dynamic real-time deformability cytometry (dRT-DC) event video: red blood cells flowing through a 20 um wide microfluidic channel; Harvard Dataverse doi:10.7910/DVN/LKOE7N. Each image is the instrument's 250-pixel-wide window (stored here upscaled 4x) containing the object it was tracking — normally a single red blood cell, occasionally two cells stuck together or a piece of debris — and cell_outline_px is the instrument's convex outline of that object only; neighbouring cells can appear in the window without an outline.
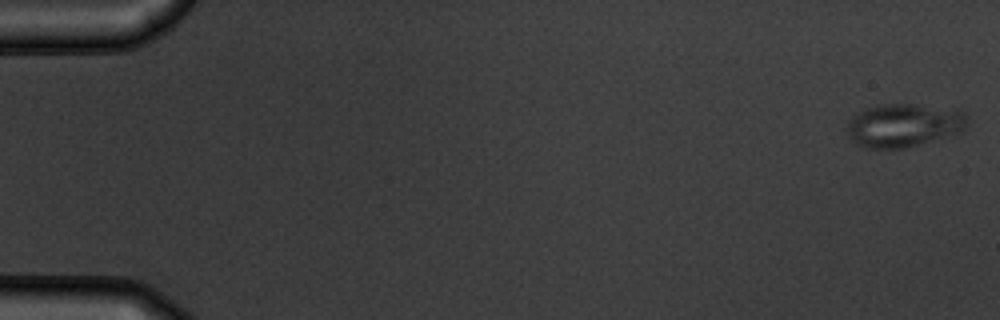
{"species": "common noctule bat (a hibernating species)", "species_latin": "Nyctalus noctula", "temperature_condition": "warm", "stored_images_in_passage": 54, "camera_frame_rate_fps": 3000, "um_per_image_px": 0.085, "animal": {"sex": "male", "body_mass_g": 19.5, "forearm_length_mm": 54.6}, "frame": {"image": 1, "passage_image": 1, "time_ms": 0.0, "image_size_px": [1000, 320], "cell_outline_px": [[968, 124], [964, 132], [904, 148], [864, 148], [856, 144], [848, 136], [848, 120], [852, 116], [864, 108], [876, 104], [916, 104], [960, 108], [968, 116]], "centroid_in_image_um": [76.88, 10.62], "position_along_channel_um": 8.1, "area_um2": 31.15}}
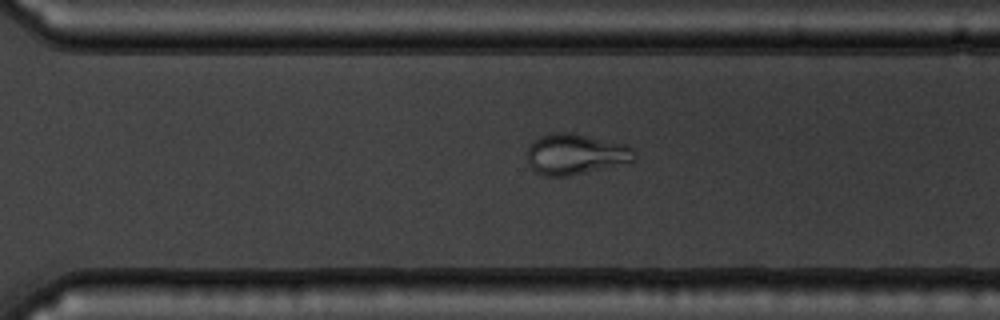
{"frame": {"image": 2, "passage_image": 38, "time_ms": 12.333, "image_size_px": [1000, 320], "cell_outline_px": [[636, 160], [628, 164], [568, 176], [544, 176], [536, 172], [528, 164], [528, 148], [540, 136], [556, 132], [572, 132], [624, 144], [632, 148], [636, 152]], "centroid_in_image_um": [48.98, 13.12], "position_along_channel_um": 321.6, "area_um2": 25.66}}
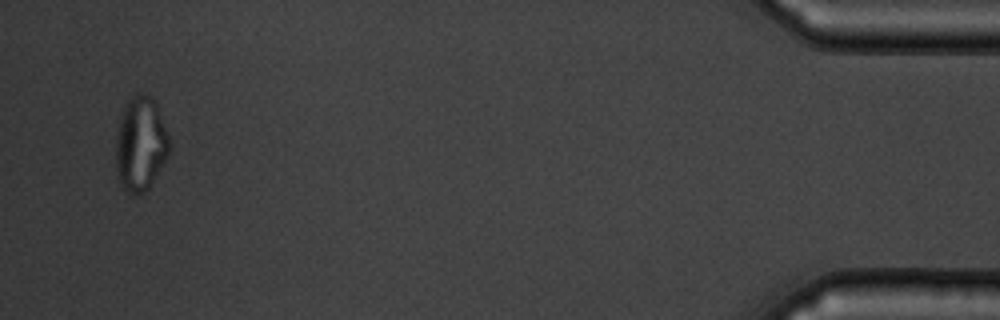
{"frame": {"image": 3, "passage_image": 52, "time_ms": 17.0, "image_size_px": [1000, 320], "cell_outline_px": [[168, 152], [164, 160], [148, 188], [144, 192], [136, 196], [132, 196], [120, 184], [116, 172], [116, 140], [120, 116], [124, 104], [136, 92], [140, 92], [152, 96], [156, 104], [168, 136]], "centroid_in_image_um": [11.9, 12.21], "position_along_channel_um": 423.3, "area_um2": 29.13}, "authors_computed_cell_mechanics": {"area_um2": 28.4376, "velocity_mm_per_s": 3.8123, "shape_relaxation_time_tau1_ms": 7.957, "shape_relaxation_time_tau2_ms": 1.3682, "deformation_change_tau1": 0.1725, "deformation_change_tau2": 0.0604}}